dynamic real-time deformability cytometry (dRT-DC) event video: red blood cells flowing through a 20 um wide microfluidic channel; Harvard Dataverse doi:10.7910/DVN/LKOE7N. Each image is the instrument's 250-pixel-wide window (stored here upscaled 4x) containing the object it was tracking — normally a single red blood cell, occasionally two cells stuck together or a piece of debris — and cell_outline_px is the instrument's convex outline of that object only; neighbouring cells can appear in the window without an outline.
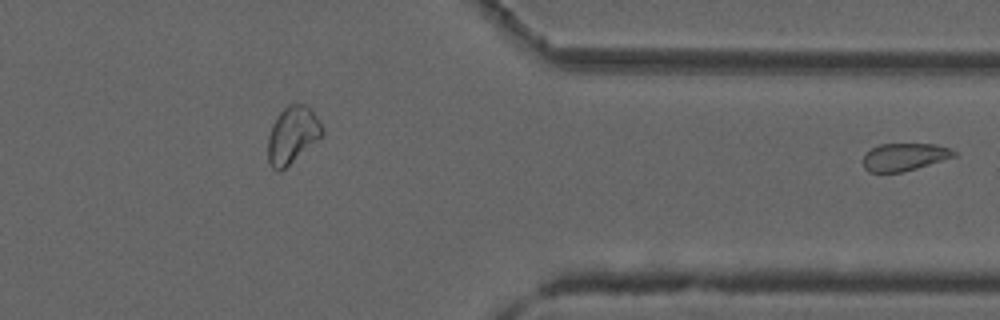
{"species": "common noctule bat (a hibernating species)", "species_latin": "Nyctalus noctula", "temperature_condition": "cold", "stored_images_in_passage": 32, "segment_of_instrument_passage": [2, 2], "camera_frame_rate_fps": 3000, "um_per_image_px": 0.085, "animal": {"sex": "male", "forearm_length_mm": 52.5}, "frame": {"image": 1, "passage_image": 32, "time_ms": 10.333, "image_size_px": [1000, 320], "cell_outline_px": [[956, 156], [904, 172], [868, 172], [864, 168], [864, 156], [872, 148], [880, 144], [936, 144], [952, 148], [956, 152]], "centroid_in_image_um": [76.91, 13.34], "position_along_channel_um": 334.5, "area_um2": 14.57}}